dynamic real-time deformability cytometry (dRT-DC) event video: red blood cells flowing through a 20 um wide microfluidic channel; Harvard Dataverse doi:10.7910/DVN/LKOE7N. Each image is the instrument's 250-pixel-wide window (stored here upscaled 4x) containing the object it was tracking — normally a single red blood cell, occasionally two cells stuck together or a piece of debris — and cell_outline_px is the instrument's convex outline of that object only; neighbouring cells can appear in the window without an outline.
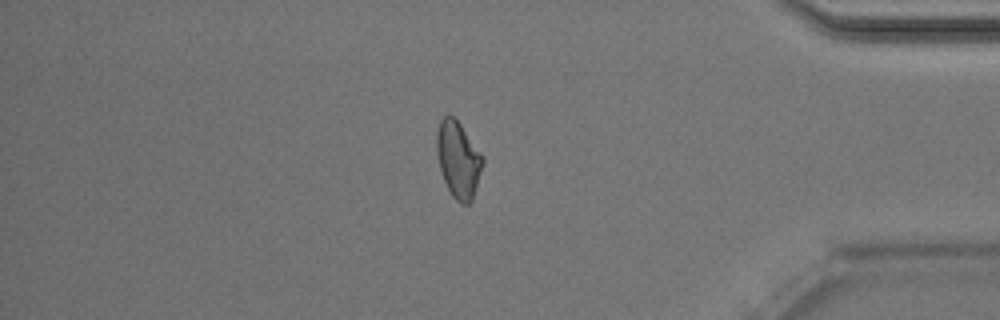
{"species": "Egyptian fruit bat (a non-hibernating species)", "species_latin": "Rousettus aegyptiacus", "temperature_condition": "room temperature", "stored_images_in_passage": 50, "camera_frame_rate_fps": 3000, "um_per_image_px": 0.085, "animal": {"sex": "male"}, "frame": {"image": 1, "passage_image": 43, "time_ms": 14.0, "image_size_px": [1000, 320], "cell_outline_px": [[484, 164], [472, 200], [468, 204], [460, 204], [452, 196], [444, 180], [440, 168], [436, 152], [436, 132], [440, 120], [444, 116], [452, 116], [460, 124], [484, 160]], "centroid_in_image_um": [38.93, 13.59], "position_along_channel_um": 396.3, "area_um2": 20.17}, "authors_computed_cell_mechanics": {"area_um2": 20.8947, "velocity_mm_per_s": 4.0473, "shape_relaxation_time_tau1_ms": 8.0292, "shape_relaxation_time_tau2_ms": 2.3402, "deformation_change_tau1": 0.1783, "deformation_change_tau2": 0.0881}}